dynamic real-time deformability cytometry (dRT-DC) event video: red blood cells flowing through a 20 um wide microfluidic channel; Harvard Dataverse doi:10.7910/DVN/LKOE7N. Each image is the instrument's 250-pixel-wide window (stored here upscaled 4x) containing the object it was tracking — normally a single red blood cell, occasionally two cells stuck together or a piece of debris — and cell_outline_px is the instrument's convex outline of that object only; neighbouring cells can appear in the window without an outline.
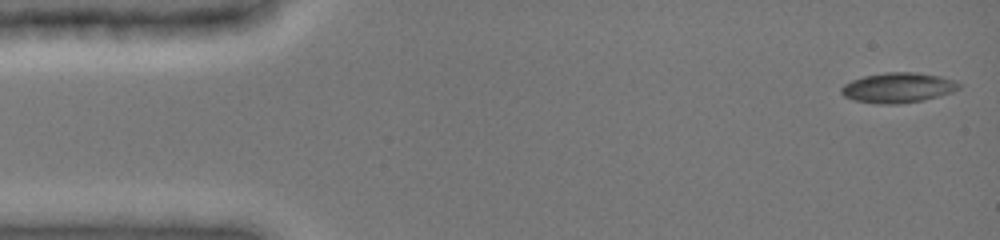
{"species": "common noctule bat (a hibernating species)", "species_latin": "Nyctalus noctula", "temperature_condition": "cold", "stored_images_in_passage": 32, "camera_frame_rate_fps": 3000, "um_per_image_px": 0.085, "animal": {"sex": "female", "body_mass_g": 19.0, "forearm_length_mm": 51.5}, "frame": {"image": 1, "passage_image": 1, "time_ms": 0.0, "image_size_px": [1000, 240], "cell_outline_px": [[960, 88], [952, 92], [924, 100], [900, 104], [876, 104], [856, 100], [844, 96], [840, 92], [840, 88], [844, 84], [852, 80], [864, 76], [884, 72], [916, 72], [940, 76], [956, 80], [960, 84]], "centroid_in_image_um": [76.34, 7.45], "position_along_channel_um": 8.7, "area_um2": 20.75}}
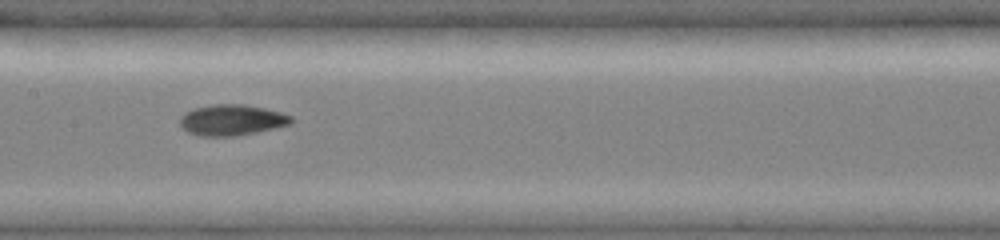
{"frame": {"image": 2, "passage_image": 15, "time_ms": 7.333, "image_size_px": [1000, 240], "cell_outline_px": [[292, 124], [256, 132], [236, 136], [200, 136], [188, 132], [180, 124], [180, 116], [184, 112], [192, 108], [212, 104], [240, 104], [264, 108], [280, 112], [292, 116]], "centroid_in_image_um": [19.68, 10.2], "position_along_channel_um": 187.7, "area_um2": 20.06}}
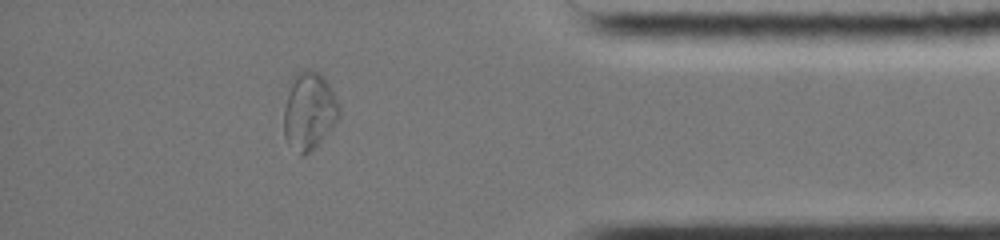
{"frame": {"image": 3, "passage_image": 28, "time_ms": 13.333, "image_size_px": [1000, 240], "cell_outline_px": [[340, 116], [312, 152], [304, 156], [300, 156], [288, 144], [284, 136], [284, 108], [288, 80], [300, 68], [308, 68], [320, 72], [324, 76], [340, 108]], "centroid_in_image_um": [26.22, 9.4], "position_along_channel_um": 409.0, "area_um2": 25.66}, "authors_computed_cell_mechanics": {"area_um2": 19.7676, "velocity_mm_per_s": 3.9923, "shape_relaxation_time_tau1_ms": null, "shape_relaxation_time_tau2_ms": 1.8964, "deformation_change_tau1": null, "deformation_change_tau2": 0.0485}}